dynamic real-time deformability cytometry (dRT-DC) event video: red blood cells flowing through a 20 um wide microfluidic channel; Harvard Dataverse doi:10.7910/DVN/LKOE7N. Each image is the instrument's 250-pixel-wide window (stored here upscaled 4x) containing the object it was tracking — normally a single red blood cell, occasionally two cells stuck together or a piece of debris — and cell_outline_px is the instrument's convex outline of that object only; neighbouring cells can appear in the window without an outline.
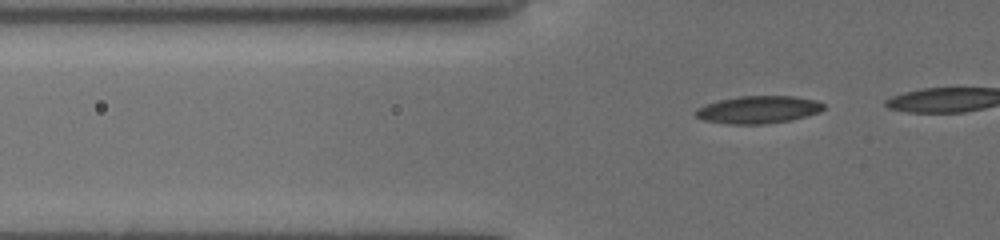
{"species": "common noctule bat (a hibernating species)", "species_latin": "Nyctalus noctula", "temperature_condition": "cold", "stored_images_in_passage": 22, "camera_frame_rate_fps": 3000, "um_per_image_px": 0.085, "animal": {"sex": "female", "body_mass_g": 19.5, "forearm_length_mm": 54.1}, "frame": {"image": 1, "passage_image": 8, "time_ms": 2.333, "image_size_px": [1000, 240], "cell_outline_px": [[824, 108], [820, 112], [808, 116], [792, 120], [764, 124], [728, 124], [704, 120], [696, 116], [692, 112], [696, 108], [704, 104], [720, 100], [740, 96], [796, 96], [816, 100], [824, 104]], "centroid_in_image_um": [64.45, 9.32], "position_along_channel_um": 61.3, "area_um2": 20.75}}
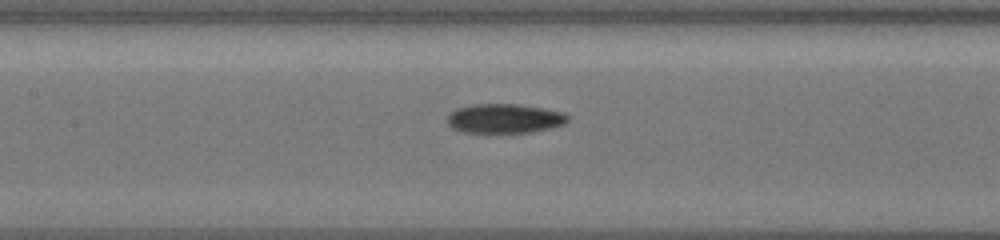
{"frame": {"image": 2, "passage_image": 17, "time_ms": 5.333, "image_size_px": [1000, 240], "cell_outline_px": [[568, 120], [564, 124], [552, 128], [532, 132], [496, 136], [464, 132], [452, 128], [448, 124], [448, 112], [456, 108], [472, 104], [516, 104], [544, 108], [564, 112], [568, 116]], "centroid_in_image_um": [42.85, 10.12], "position_along_channel_um": 164.5, "area_um2": 21.68}}
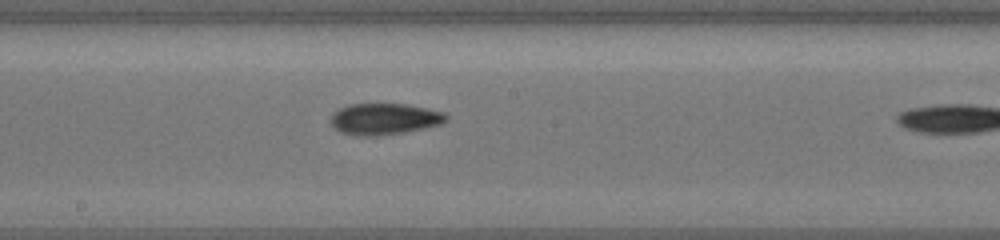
{"frame": {"image": 3, "passage_image": 21, "time_ms": 6.667, "image_size_px": [1000, 240], "cell_outline_px": [[448, 120], [440, 124], [424, 128], [404, 132], [372, 136], [364, 136], [340, 132], [332, 124], [332, 116], [340, 108], [348, 104], [408, 104], [428, 108], [444, 112], [448, 116]], "centroid_in_image_um": [32.73, 10.1], "position_along_channel_um": 215.5, "area_um2": 20.87}}